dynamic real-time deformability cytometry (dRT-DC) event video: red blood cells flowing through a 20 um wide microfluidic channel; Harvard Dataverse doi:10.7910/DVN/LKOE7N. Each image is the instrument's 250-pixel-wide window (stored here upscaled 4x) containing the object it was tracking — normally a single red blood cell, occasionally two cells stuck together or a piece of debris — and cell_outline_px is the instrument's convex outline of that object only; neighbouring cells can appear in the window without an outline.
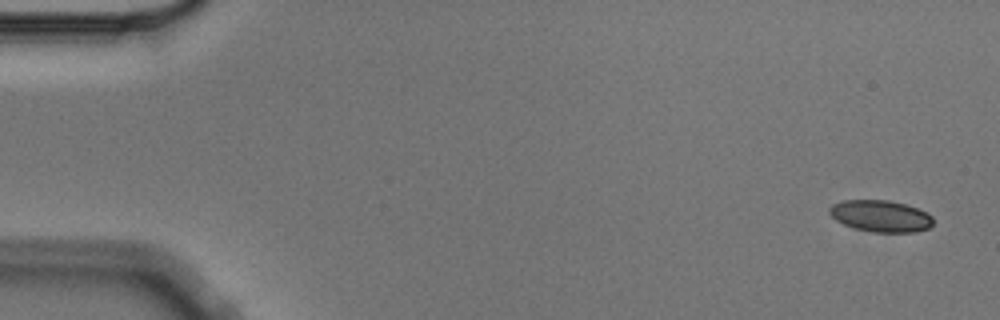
{"species": "Egyptian fruit bat (a non-hibernating species)", "species_latin": "Rousettus aegyptiacus", "temperature_condition": "cold", "stored_images_in_passage": 5, "camera_frame_rate_fps": 3000, "um_per_image_px": 0.085, "animal": {"sex": "male"}, "frame": {"image": 1, "passage_image": 1, "time_ms": 0.0, "image_size_px": [1000, 320], "cell_outline_px": [[932, 224], [928, 228], [916, 232], [872, 232], [856, 228], [844, 224], [836, 220], [828, 212], [828, 208], [832, 204], [840, 200], [888, 200], [904, 204], [916, 208], [932, 216]], "centroid_in_image_um": [74.81, 18.36], "position_along_channel_um": 10.2, "area_um2": 19.02}}
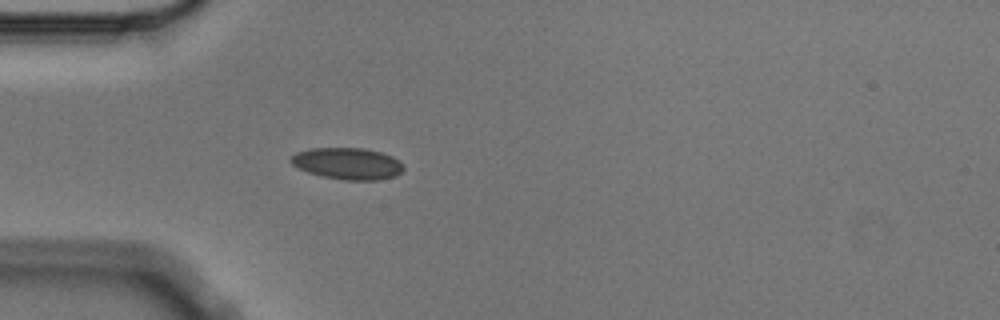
{"frame": {"image": 2, "passage_image": 5, "time_ms": 1.333, "image_size_px": [1000, 320], "cell_outline_px": [[404, 168], [396, 176], [376, 180], [344, 180], [324, 176], [308, 172], [292, 164], [288, 160], [296, 152], [312, 148], [364, 148], [380, 152], [392, 156], [400, 160], [404, 164]], "centroid_in_image_um": [29.57, 13.89], "position_along_channel_um": 55.4, "area_um2": 20.75}}